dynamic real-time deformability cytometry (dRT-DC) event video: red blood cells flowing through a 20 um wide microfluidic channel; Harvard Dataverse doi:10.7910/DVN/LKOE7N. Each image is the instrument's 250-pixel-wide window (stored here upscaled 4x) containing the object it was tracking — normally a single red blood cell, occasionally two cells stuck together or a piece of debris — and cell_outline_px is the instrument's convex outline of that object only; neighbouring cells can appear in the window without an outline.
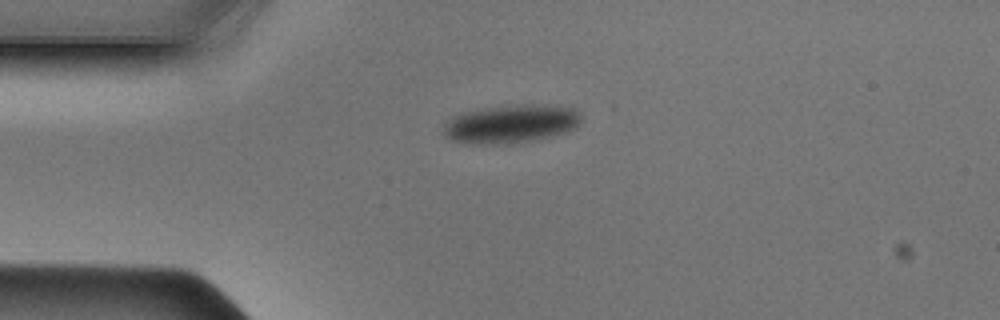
{"species": "Egyptian fruit bat (a non-hibernating species)", "species_latin": "Rousettus aegyptiacus", "temperature_condition": "cold", "stored_images_in_passage": 38, "camera_frame_rate_fps": 3000, "um_per_image_px": 0.085, "animal": {"sex": "male"}, "frame": {"image": 1, "passage_image": 1, "time_ms": 0.0, "image_size_px": [1000, 320], "cell_outline_px": [[580, 124], [576, 128], [552, 136], [512, 144], [464, 144], [452, 140], [444, 136], [444, 124], [452, 116], [464, 112], [488, 108], [576, 108], [580, 112]], "centroid_in_image_um": [43.34, 10.62], "position_along_channel_um": 41.7, "area_um2": 29.48}}
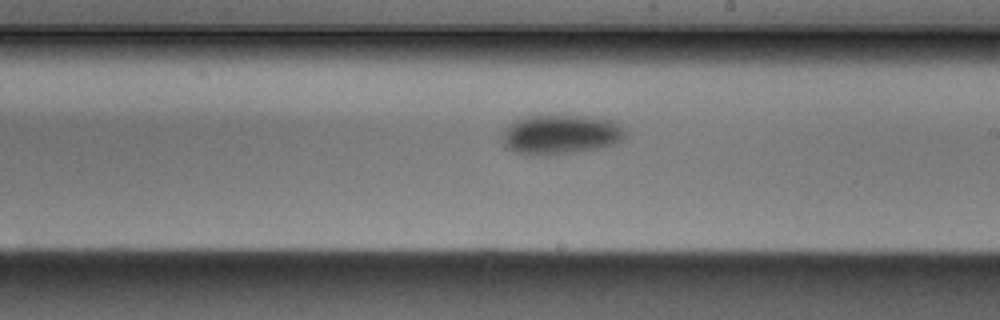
{"frame": {"image": 2, "passage_image": 17, "time_ms": 5.333, "image_size_px": [1000, 320], "cell_outline_px": [[628, 132], [624, 140], [616, 144], [604, 148], [548, 156], [528, 156], [504, 148], [504, 132], [516, 120], [524, 116], [588, 116], [612, 120], [620, 124]], "centroid_in_image_um": [47.74, 11.46], "position_along_channel_um": 241.3, "area_um2": 28.9}}
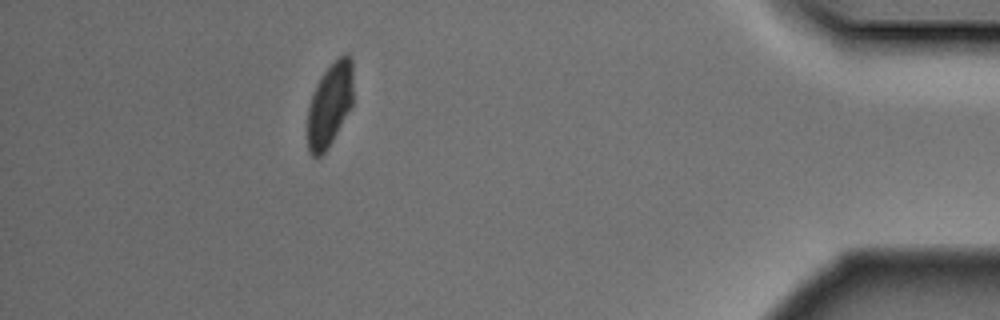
{"frame": {"image": 3, "passage_image": 33, "time_ms": 10.667, "image_size_px": [1000, 320], "cell_outline_px": [[352, 104], [328, 148], [320, 156], [312, 156], [308, 152], [308, 108], [316, 84], [324, 72], [344, 52], [348, 52], [352, 60]], "centroid_in_image_um": [28.03, 8.88], "position_along_channel_um": 407.2, "area_um2": 21.96}}